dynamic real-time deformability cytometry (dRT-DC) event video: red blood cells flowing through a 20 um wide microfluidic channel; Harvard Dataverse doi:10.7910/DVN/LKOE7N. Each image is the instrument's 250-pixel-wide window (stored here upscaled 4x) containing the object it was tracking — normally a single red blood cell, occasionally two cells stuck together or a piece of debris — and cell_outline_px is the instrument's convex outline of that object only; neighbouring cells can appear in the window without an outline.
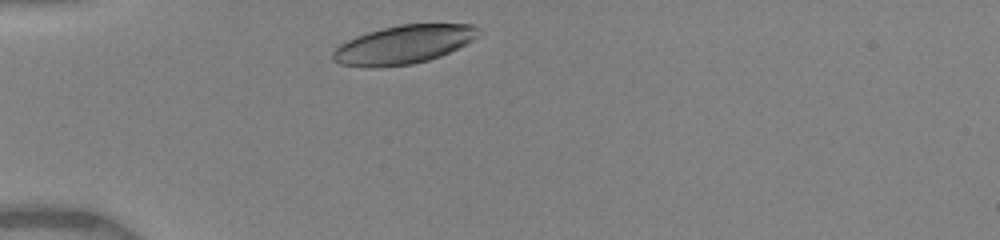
{"species": "human", "species_latin": "Homo sapiens", "temperature_condition": "warm", "stored_images_in_passage": 20, "camera_frame_rate_fps": 3000, "um_per_image_px": 0.085, "donor": {"sex": "female"}, "frame": {"image": 1, "passage_image": 1, "time_ms": 0.0, "image_size_px": [1000, 240], "cell_outline_px": [[484, 32], [472, 40], [440, 56], [428, 60], [412, 64], [372, 68], [340, 64], [332, 60], [332, 52], [340, 44], [356, 36], [368, 32], [400, 24], [472, 24], [480, 28]], "centroid_in_image_um": [34.31, 3.79], "position_along_channel_um": 50.7, "area_um2": 32.66}}
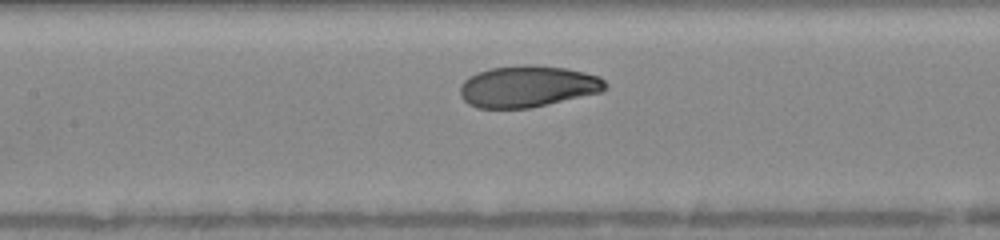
{"frame": {"image": 2, "passage_image": 8, "time_ms": 3.333, "image_size_px": [1000, 240], "cell_outline_px": [[608, 88], [604, 92], [528, 108], [476, 108], [468, 104], [460, 96], [460, 84], [468, 76], [488, 68], [524, 64], [532, 64], [564, 68], [584, 72], [600, 76], [608, 84]], "centroid_in_image_um": [44.86, 7.34], "position_along_channel_um": 162.5, "area_um2": 35.55}}
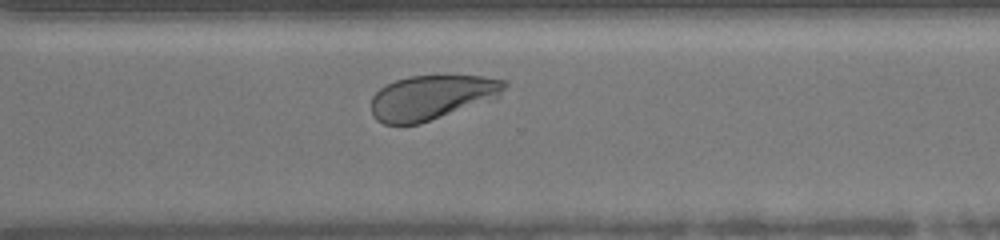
{"frame": {"image": 3, "passage_image": 16, "time_ms": 7.667, "image_size_px": [1000, 240], "cell_outline_px": [[508, 84], [500, 96], [420, 124], [384, 124], [376, 120], [372, 116], [372, 96], [380, 88], [396, 80], [408, 76], [484, 76], [508, 80]], "centroid_in_image_um": [36.7, 8.27], "position_along_channel_um": 333.9, "area_um2": 34.45}, "authors_computed_cell_mechanics": {"area_um2": 35.547, "velocity_mm_per_s": 3.9634, "shape_relaxation_time_tau1_ms": 2.3458, "shape_relaxation_time_tau2_ms": 3.0558, "deformation_change_tau1": 0.1347, "deformation_change_tau2": 0.0742}}